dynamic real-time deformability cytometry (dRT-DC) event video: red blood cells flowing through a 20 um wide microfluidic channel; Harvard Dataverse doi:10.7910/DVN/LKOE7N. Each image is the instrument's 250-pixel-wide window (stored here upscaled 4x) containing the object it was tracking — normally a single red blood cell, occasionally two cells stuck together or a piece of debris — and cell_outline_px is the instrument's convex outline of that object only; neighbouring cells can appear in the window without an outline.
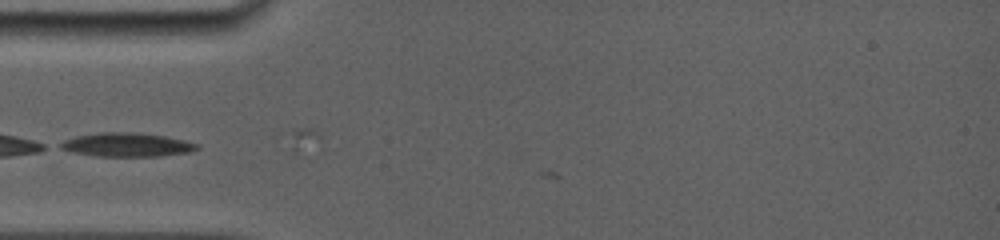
{"species": "common noctule bat (a hibernating species)", "species_latin": "Nyctalus noctula", "temperature_condition": "room temperature", "stored_images_in_passage": 8, "camera_frame_rate_fps": 5000, "um_per_image_px": 0.085, "animal": {"sex": "female", "body_mass_g": 19.0, "forearm_length_mm": 56.7}, "frame": {"image": 1, "passage_image": 6, "time_ms": 0.8, "image_size_px": [1000, 240], "cell_outline_px": [[200, 148], [188, 152], [160, 156], [96, 156], [72, 152], [60, 148], [56, 144], [64, 140], [76, 136], [100, 132], [136, 132], [164, 136], [184, 140], [200, 144]], "centroid_in_image_um": [10.76, 12.3], "position_along_channel_um": 74.2, "area_um2": 19.02}}